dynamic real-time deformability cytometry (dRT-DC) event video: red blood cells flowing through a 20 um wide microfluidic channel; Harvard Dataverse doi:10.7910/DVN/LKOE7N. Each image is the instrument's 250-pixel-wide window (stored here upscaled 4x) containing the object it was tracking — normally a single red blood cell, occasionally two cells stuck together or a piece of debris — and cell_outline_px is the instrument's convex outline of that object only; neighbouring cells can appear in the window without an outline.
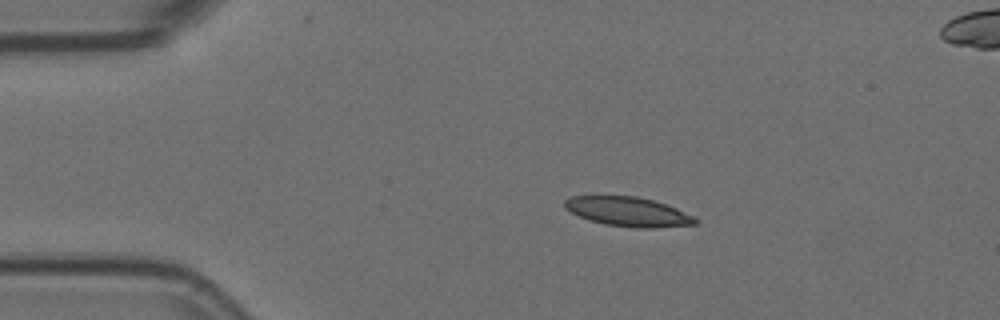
{"species": "Egyptian fruit bat (a non-hibernating species)", "species_latin": "Rousettus aegyptiacus", "temperature_condition": "room temperature", "stored_images_in_passage": 48, "camera_frame_rate_fps": 3000, "um_per_image_px": 0.085, "animal": {"sex": "female"}, "frame": {"image": 1, "passage_image": 1, "time_ms": 0.0, "image_size_px": [1000, 320], "cell_outline_px": [[700, 220], [696, 224], [656, 228], [636, 228], [604, 224], [588, 220], [564, 208], [564, 200], [572, 196], [636, 196], [652, 200], [676, 208]], "centroid_in_image_um": [53.38, 18.0], "position_along_channel_um": 31.6, "area_um2": 22.25}}
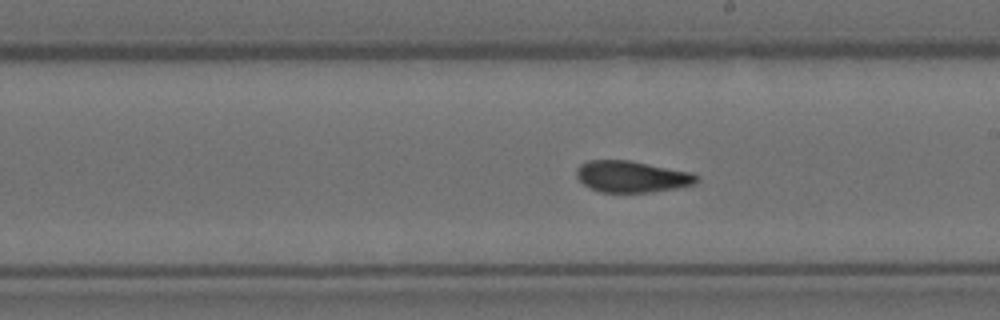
{"frame": {"image": 2, "passage_image": 22, "time_ms": 7.0, "image_size_px": [1000, 320], "cell_outline_px": [[700, 180], [696, 184], [676, 188], [652, 192], [600, 192], [584, 184], [576, 176], [576, 168], [580, 164], [588, 160], [628, 160], [692, 172], [700, 176]], "centroid_in_image_um": [53.74, 15.01], "position_along_channel_um": 235.3, "area_um2": 22.14}}
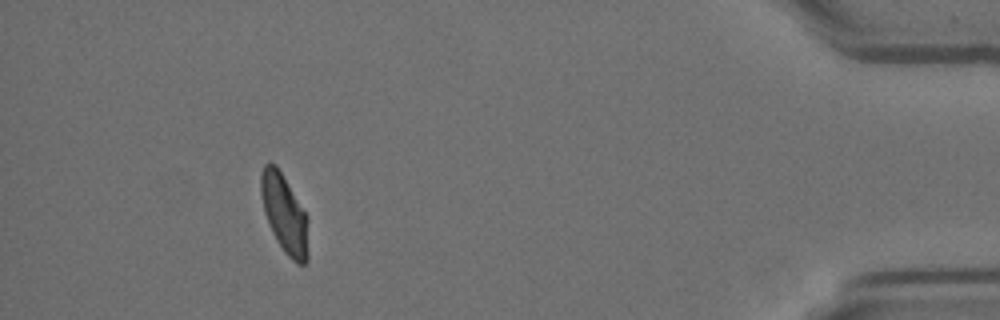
{"frame": {"image": 3, "passage_image": 42, "time_ms": 13.667, "image_size_px": [1000, 320], "cell_outline_px": [[308, 260], [304, 264], [296, 264], [284, 252], [276, 240], [272, 232], [264, 212], [260, 192], [260, 176], [264, 164], [268, 160], [276, 164], [308, 216]], "centroid_in_image_um": [24.18, 18.17], "position_along_channel_um": 411.0, "area_um2": 22.02}, "authors_computed_cell_mechanics": {"area_um2": 22.2241, "velocity_mm_per_s": 3.5658, "shape_relaxation_time_tau1_ms": null, "shape_relaxation_time_tau2_ms": 1.8395, "deformation_change_tau1": null, "deformation_change_tau2": 0.0655}}